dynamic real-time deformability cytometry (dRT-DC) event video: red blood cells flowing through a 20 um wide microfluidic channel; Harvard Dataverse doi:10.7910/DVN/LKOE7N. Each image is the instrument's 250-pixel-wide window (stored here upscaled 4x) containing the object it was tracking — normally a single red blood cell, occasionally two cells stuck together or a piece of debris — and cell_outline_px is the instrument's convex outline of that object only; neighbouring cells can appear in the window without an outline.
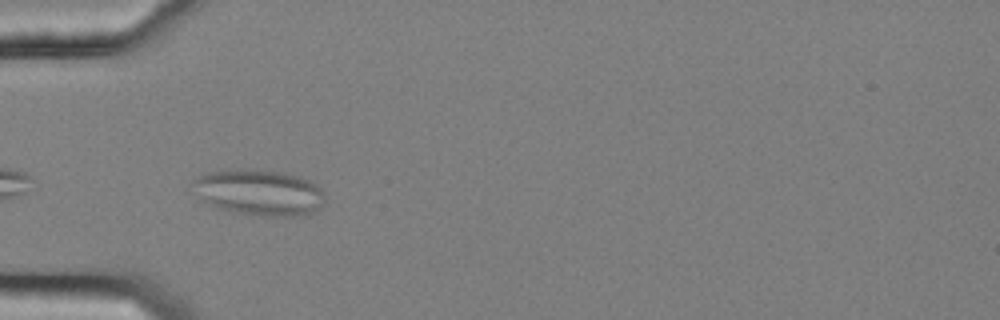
{"species": "common noctule bat (a hibernating species)", "species_latin": "Nyctalus noctula", "temperature_condition": "cold", "stored_images_in_passage": 5, "camera_frame_rate_fps": 3000, "um_per_image_px": 0.085, "animal": {"sex": "female", "body_mass_g": 25.1}, "frame": {"image": 1, "passage_image": 2, "time_ms": 0.333, "image_size_px": [1000, 320], "cell_outline_px": [[324, 200], [320, 208], [312, 212], [300, 216], [260, 216], [232, 212], [220, 208], [200, 200], [192, 192], [192, 180], [196, 176], [208, 172], [244, 168], [276, 172], [296, 176], [308, 180], [316, 184], [320, 188], [324, 196]], "centroid_in_image_um": [21.96, 16.36], "position_along_channel_um": 63.0, "area_um2": 35.55}}